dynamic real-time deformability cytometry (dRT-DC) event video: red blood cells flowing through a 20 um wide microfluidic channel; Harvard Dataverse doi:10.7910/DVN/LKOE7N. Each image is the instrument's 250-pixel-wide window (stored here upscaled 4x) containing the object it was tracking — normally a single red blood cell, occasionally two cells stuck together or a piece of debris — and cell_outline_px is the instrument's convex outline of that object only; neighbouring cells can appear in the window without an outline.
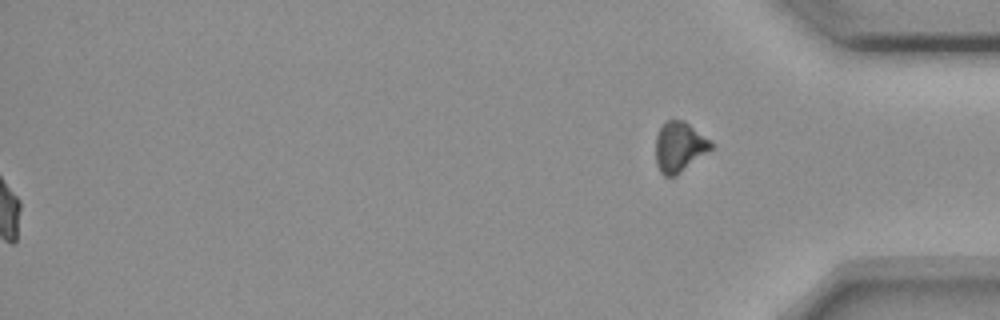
{"species": "common noctule bat (a hibernating species)", "species_latin": "Nyctalus noctula", "temperature_condition": "room temperature", "stored_images_in_passage": 51, "segment_of_instrument_passage": [2, 2], "camera_frame_rate_fps": 3000, "um_per_image_px": 0.085, "animal": {"sex": "female", "body_mass_g": 18.4}, "frame": {"image": 1, "passage_image": 51, "time_ms": 16.667, "image_size_px": [1000, 320], "cell_outline_px": [[712, 148], [676, 176], [664, 176], [660, 172], [656, 164], [656, 136], [660, 128], [668, 120], [684, 120], [708, 140], [712, 144]], "centroid_in_image_um": [57.7, 12.51], "position_along_channel_um": 377.5, "area_um2": 15.78}}